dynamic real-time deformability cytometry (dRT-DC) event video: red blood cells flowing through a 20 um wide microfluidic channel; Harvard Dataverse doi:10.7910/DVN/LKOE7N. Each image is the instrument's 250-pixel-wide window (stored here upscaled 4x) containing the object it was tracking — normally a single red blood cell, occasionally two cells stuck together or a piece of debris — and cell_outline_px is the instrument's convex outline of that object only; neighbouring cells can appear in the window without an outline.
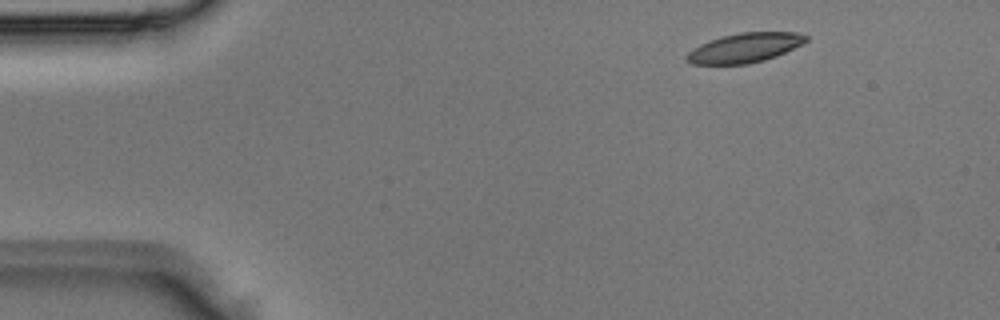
{"species": "Egyptian fruit bat (a non-hibernating species)", "species_latin": "Rousettus aegyptiacus", "temperature_condition": "room temperature", "stored_images_in_passage": 4, "camera_frame_rate_fps": 3000, "um_per_image_px": 0.085, "animal": {"sex": "male"}, "frame": {"image": 1, "passage_image": 1, "time_ms": 0.0, "image_size_px": [1000, 320], "cell_outline_px": [[808, 40], [776, 56], [764, 60], [748, 64], [692, 64], [684, 60], [684, 56], [692, 48], [700, 44], [720, 36], [740, 32], [796, 32], [808, 36]], "centroid_in_image_um": [63.24, 4.06], "position_along_channel_um": 21.8, "area_um2": 20.52}}